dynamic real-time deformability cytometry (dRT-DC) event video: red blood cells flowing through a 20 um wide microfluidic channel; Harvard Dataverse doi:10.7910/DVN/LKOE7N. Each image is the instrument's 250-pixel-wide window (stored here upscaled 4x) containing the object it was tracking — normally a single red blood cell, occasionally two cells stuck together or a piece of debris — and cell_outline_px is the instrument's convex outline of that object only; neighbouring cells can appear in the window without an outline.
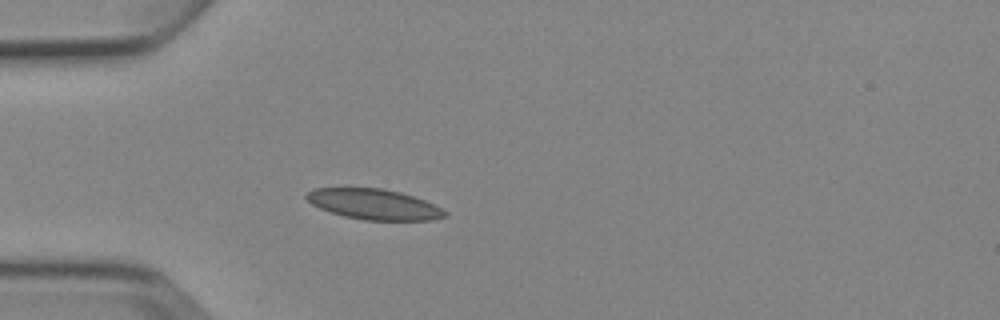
{"species": "Egyptian fruit bat (a non-hibernating species)", "species_latin": "Rousettus aegyptiacus", "temperature_condition": "cold", "stored_images_in_passage": 4, "camera_frame_rate_fps": 3000, "um_per_image_px": 0.085, "animal": {"sex": "female"}, "frame": {"image": 1, "passage_image": 4, "time_ms": 3.333, "image_size_px": [1000, 320], "cell_outline_px": [[448, 216], [432, 220], [364, 220], [344, 216], [320, 208], [312, 204], [304, 196], [312, 188], [384, 188], [400, 192], [424, 200], [448, 212]], "centroid_in_image_um": [31.79, 17.36], "position_along_channel_um": 53.2, "area_um2": 24.45}}